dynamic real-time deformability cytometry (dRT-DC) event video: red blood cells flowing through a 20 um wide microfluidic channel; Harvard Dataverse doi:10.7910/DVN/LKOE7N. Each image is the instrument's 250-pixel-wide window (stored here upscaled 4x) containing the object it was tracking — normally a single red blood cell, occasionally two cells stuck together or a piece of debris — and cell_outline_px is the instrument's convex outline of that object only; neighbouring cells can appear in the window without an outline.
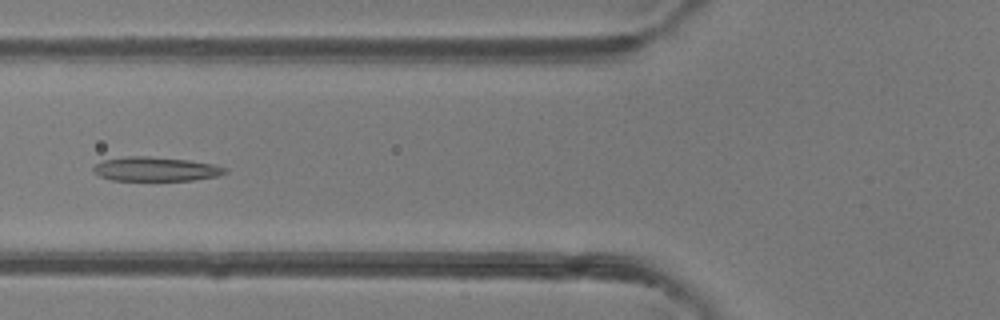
{"species": "common noctule bat (a hibernating species)", "species_latin": "Nyctalus noctula", "temperature_condition": "room temperature", "stored_images_in_passage": 47, "camera_frame_rate_fps": 3000, "um_per_image_px": 0.085, "animal": {"sex": "female"}, "frame": {"image": 1, "passage_image": 18, "time_ms": 5.667, "image_size_px": [1000, 320], "cell_outline_px": [[228, 172], [220, 176], [192, 180], [112, 180], [100, 176], [92, 172], [92, 168], [96, 164], [104, 160], [124, 156], [148, 156], [188, 160], [212, 164], [228, 168]], "centroid_in_image_um": [13.24, 14.37], "position_along_channel_um": 112.6, "area_um2": 18.61}}
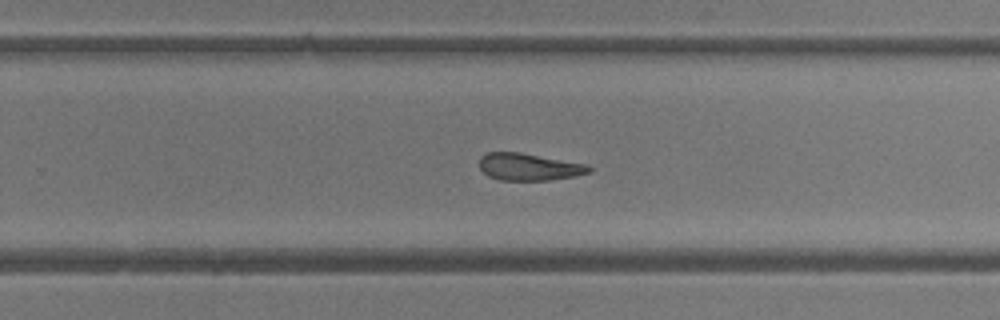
{"frame": {"image": 2, "passage_image": 30, "time_ms": 9.667, "image_size_px": [1000, 320], "cell_outline_px": [[592, 172], [576, 176], [548, 180], [500, 180], [488, 176], [480, 168], [480, 156], [488, 152], [520, 152], [588, 164], [592, 168]], "centroid_in_image_um": [44.99, 14.18], "position_along_channel_um": 284.8, "area_um2": 17.46}}
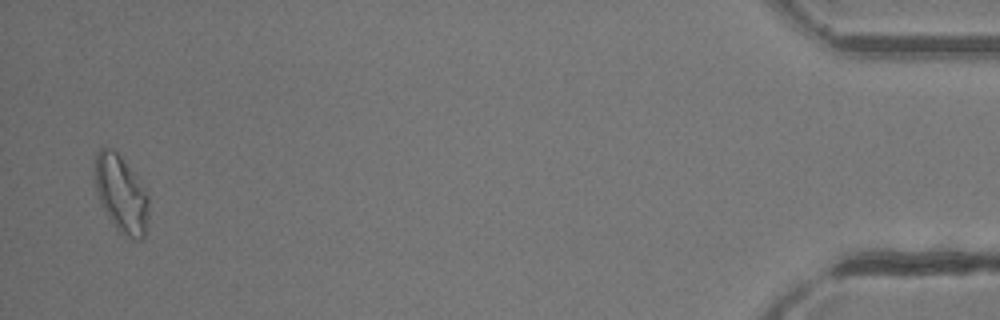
{"frame": {"image": 3, "passage_image": 46, "time_ms": 15.0, "image_size_px": [1000, 320], "cell_outline_px": [[148, 220], [144, 236], [140, 240], [132, 240], [116, 228], [108, 216], [100, 200], [96, 188], [96, 152], [104, 144], [112, 148], [124, 160], [148, 192]], "centroid_in_image_um": [10.33, 16.47], "position_along_channel_um": 424.9, "area_um2": 23.99}, "authors_computed_cell_mechanics": {"area_um2": 19.8254, "velocity_mm_per_s": 4.3082, "shape_relaxation_time_tau1_ms": null, "shape_relaxation_time_tau2_ms": 3.2366, "deformation_change_tau1": null, "deformation_change_tau2": 0.0974}}